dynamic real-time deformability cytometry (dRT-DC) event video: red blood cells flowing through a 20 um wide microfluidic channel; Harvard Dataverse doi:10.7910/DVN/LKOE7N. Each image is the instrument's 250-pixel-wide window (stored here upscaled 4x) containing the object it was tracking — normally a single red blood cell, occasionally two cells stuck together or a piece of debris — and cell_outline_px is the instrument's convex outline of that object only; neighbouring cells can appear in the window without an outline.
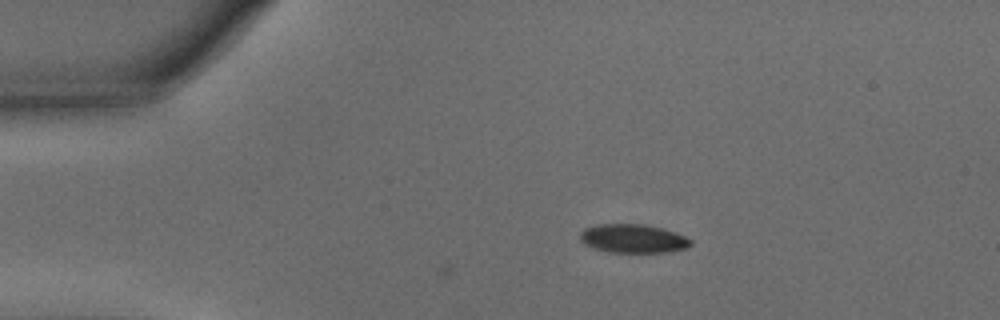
{"species": "common noctule bat (a hibernating species)", "species_latin": "Nyctalus noctula", "temperature_condition": "warm", "stored_images_in_passage": 3, "camera_frame_rate_fps": 3000, "um_per_image_px": 0.085, "animal": {"sex": "male", "body_mass_g": 15.6}, "frame": {"image": 1, "passage_image": 1, "time_ms": 0.0, "image_size_px": [1000, 320], "cell_outline_px": [[692, 244], [688, 248], [668, 252], [608, 252], [584, 244], [580, 240], [580, 232], [584, 228], [596, 224], [644, 224], [676, 232], [692, 240]], "centroid_in_image_um": [53.81, 20.27], "position_along_channel_um": 31.2, "area_um2": 18.55}}